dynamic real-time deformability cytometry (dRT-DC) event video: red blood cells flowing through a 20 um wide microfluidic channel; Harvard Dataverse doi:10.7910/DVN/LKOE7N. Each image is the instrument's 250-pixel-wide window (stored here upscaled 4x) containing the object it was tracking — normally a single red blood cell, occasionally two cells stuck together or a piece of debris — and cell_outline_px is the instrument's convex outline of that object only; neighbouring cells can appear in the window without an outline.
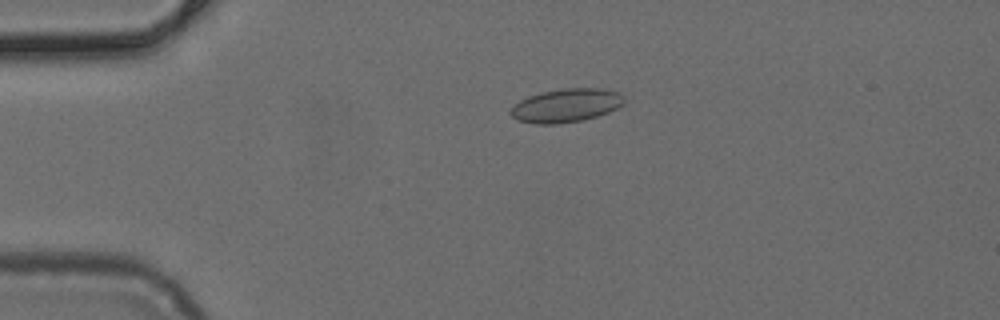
{"species": "common noctule bat (a hibernating species)", "species_latin": "Nyctalus noctula", "temperature_condition": "cold", "stored_images_in_passage": 51, "camera_frame_rate_fps": 3000, "um_per_image_px": 0.085, "animal": {"sex": "female", "body_mass_g": 24.6, "forearm_length_mm": 56.2}, "frame": {"image": 1, "passage_image": 12, "time_ms": 3.667, "image_size_px": [1000, 320], "cell_outline_px": [[624, 104], [608, 112], [584, 120], [556, 124], [536, 124], [516, 120], [508, 112], [520, 100], [528, 96], [540, 92], [564, 88], [604, 88], [620, 92], [624, 96]], "centroid_in_image_um": [48.13, 8.96], "position_along_channel_um": 36.9, "area_um2": 22.37}}
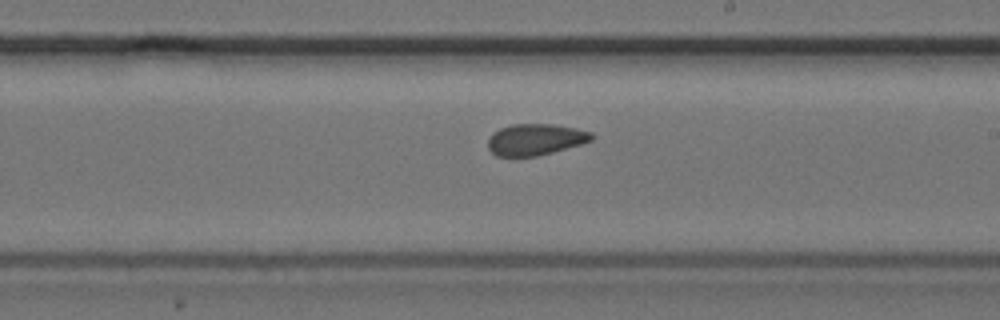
{"frame": {"image": 2, "passage_image": 30, "time_ms": 9.667, "image_size_px": [1000, 320], "cell_outline_px": [[596, 136], [592, 140], [580, 144], [552, 152], [536, 156], [496, 156], [488, 148], [488, 140], [492, 132], [500, 128], [512, 124], [552, 124], [576, 128], [592, 132]], "centroid_in_image_um": [45.51, 11.85], "position_along_channel_um": 243.5, "area_um2": 18.96}}
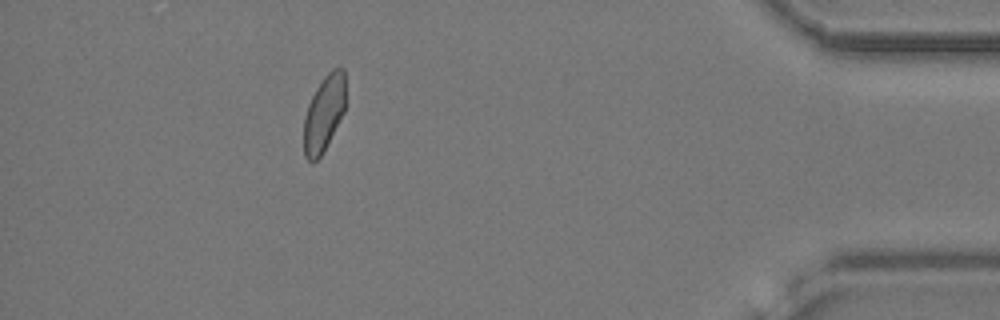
{"frame": {"image": 3, "passage_image": 46, "time_ms": 15.0, "image_size_px": [1000, 320], "cell_outline_px": [[344, 112], [320, 156], [312, 164], [304, 156], [304, 116], [308, 104], [316, 88], [324, 76], [332, 68], [344, 68]], "centroid_in_image_um": [27.51, 9.63], "position_along_channel_um": 407.7, "area_um2": 18.21}}